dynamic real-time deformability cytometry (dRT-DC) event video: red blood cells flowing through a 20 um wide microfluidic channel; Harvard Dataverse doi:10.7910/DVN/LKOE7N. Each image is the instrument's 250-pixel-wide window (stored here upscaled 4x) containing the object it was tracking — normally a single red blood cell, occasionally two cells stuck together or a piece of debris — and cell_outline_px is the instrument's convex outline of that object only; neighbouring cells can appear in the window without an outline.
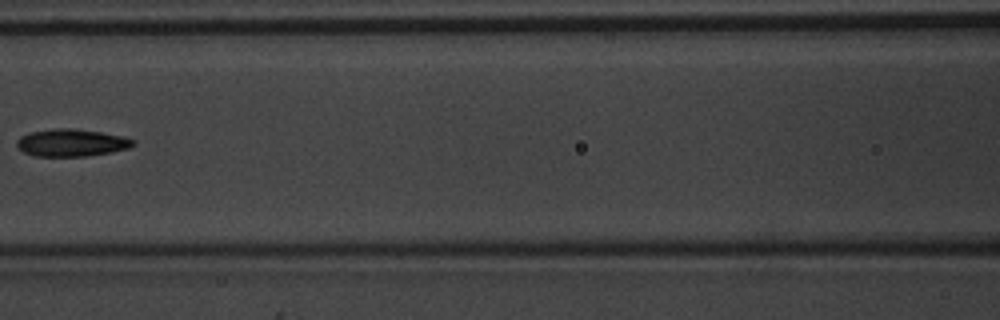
{"species": "common noctule bat (a hibernating species)", "species_latin": "Nyctalus noctula", "temperature_condition": "warm", "stored_images_in_passage": 7, "camera_frame_rate_fps": 3000, "um_per_image_px": 0.085, "animal": {"sex": "male", "body_mass_g": 20.1, "forearm_length_mm": 53.5}, "frame": {"image": 1, "passage_image": 7, "time_ms": 2.0, "image_size_px": [1000, 320], "cell_outline_px": [[132, 144], [128, 148], [112, 152], [84, 156], [36, 156], [24, 152], [16, 144], [16, 140], [20, 136], [32, 132], [52, 128], [68, 128], [100, 132], [124, 136], [132, 140]], "centroid_in_image_um": [6.04, 12.13], "position_along_channel_um": 160.6, "area_um2": 18.26}}